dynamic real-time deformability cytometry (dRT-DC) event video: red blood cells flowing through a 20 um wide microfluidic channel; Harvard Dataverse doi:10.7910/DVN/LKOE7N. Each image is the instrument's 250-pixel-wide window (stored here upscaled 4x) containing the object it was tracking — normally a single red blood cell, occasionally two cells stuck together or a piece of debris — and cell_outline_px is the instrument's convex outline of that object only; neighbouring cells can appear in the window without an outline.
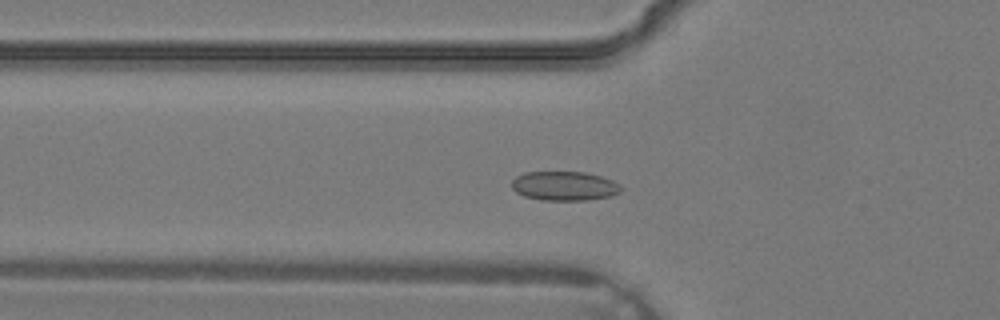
{"species": "common noctule bat (a hibernating species)", "species_latin": "Nyctalus noctula", "temperature_condition": "warm", "stored_images_in_passage": 33, "camera_frame_rate_fps": 3000, "um_per_image_px": 0.085, "animal": {"sex": "male", "body_mass_g": 19.2, "forearm_length_mm": 51.8}, "frame": {"image": 1, "passage_image": 9, "time_ms": 2.667, "image_size_px": [1000, 320], "cell_outline_px": [[620, 192], [612, 196], [588, 200], [540, 200], [524, 196], [516, 192], [512, 188], [512, 180], [516, 176], [524, 172], [584, 172], [600, 176], [612, 180], [620, 184]], "centroid_in_image_um": [47.96, 15.81], "position_along_channel_um": 77.8, "area_um2": 18.67}}
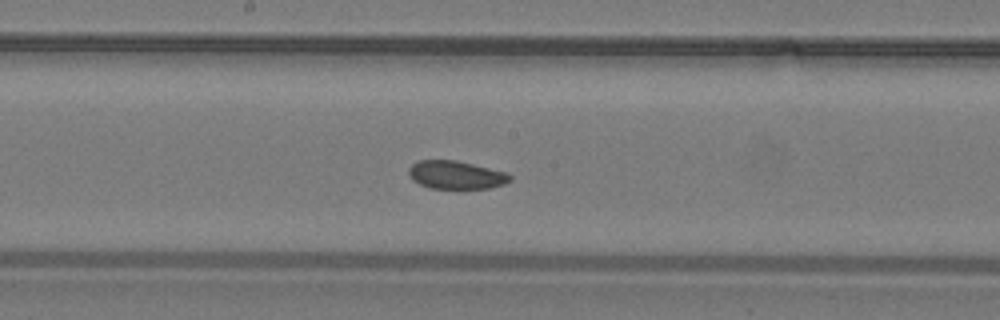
{"frame": {"image": 2, "passage_image": 16, "time_ms": 5.0, "image_size_px": [1000, 320], "cell_outline_px": [[512, 180], [504, 184], [488, 188], [432, 188], [420, 184], [412, 180], [408, 172], [408, 168], [412, 164], [420, 160], [456, 160], [504, 172], [512, 176]], "centroid_in_image_um": [38.74, 14.86], "position_along_channel_um": 209.5, "area_um2": 16.42}}
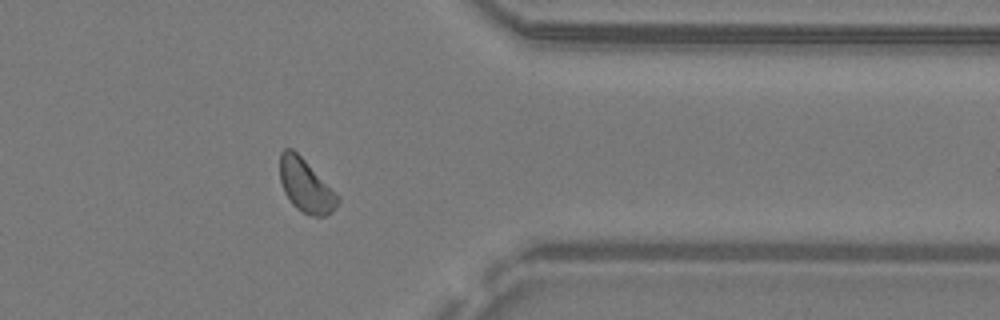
{"frame": {"image": 3, "passage_image": 26, "time_ms": 8.333, "image_size_px": [1000, 320], "cell_outline_px": [[340, 200], [332, 212], [324, 216], [312, 216], [300, 212], [292, 204], [284, 192], [280, 180], [280, 152], [284, 148], [292, 148], [340, 196]], "centroid_in_image_um": [25.98, 15.8], "position_along_channel_um": 385.4, "area_um2": 17.86}}